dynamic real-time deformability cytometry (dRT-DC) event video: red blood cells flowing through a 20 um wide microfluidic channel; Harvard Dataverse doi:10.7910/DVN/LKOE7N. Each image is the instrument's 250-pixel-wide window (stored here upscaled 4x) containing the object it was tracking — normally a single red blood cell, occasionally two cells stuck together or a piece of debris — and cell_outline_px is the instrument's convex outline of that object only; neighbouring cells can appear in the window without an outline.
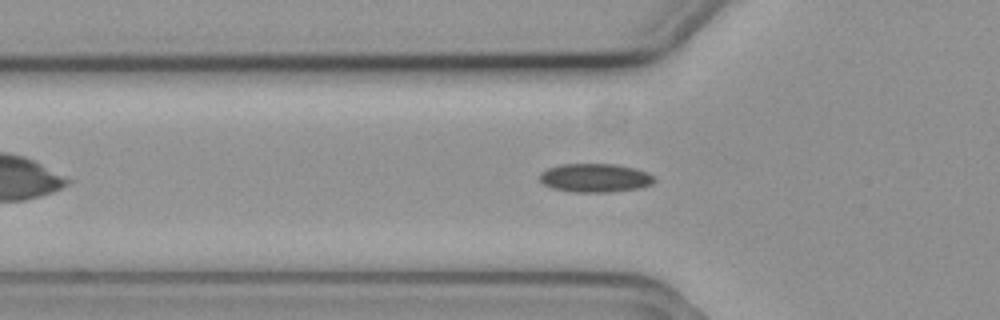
{"species": "common noctule bat (a hibernating species)", "species_latin": "Nyctalus noctula", "temperature_condition": "cold", "stored_images_in_passage": 38, "camera_frame_rate_fps": 3000, "um_per_image_px": 0.085, "animal": {"sex": "female", "body_mass_g": 19.3, "forearm_length_mm": 54.1}, "frame": {"image": 1, "passage_image": 11, "time_ms": 3.333, "image_size_px": [1000, 320], "cell_outline_px": [[656, 180], [652, 184], [640, 188], [608, 192], [576, 192], [552, 188], [544, 184], [540, 180], [540, 172], [548, 168], [560, 164], [616, 164], [636, 168], [648, 172]], "centroid_in_image_um": [50.6, 15.11], "position_along_channel_um": 75.2, "area_um2": 19.19}}
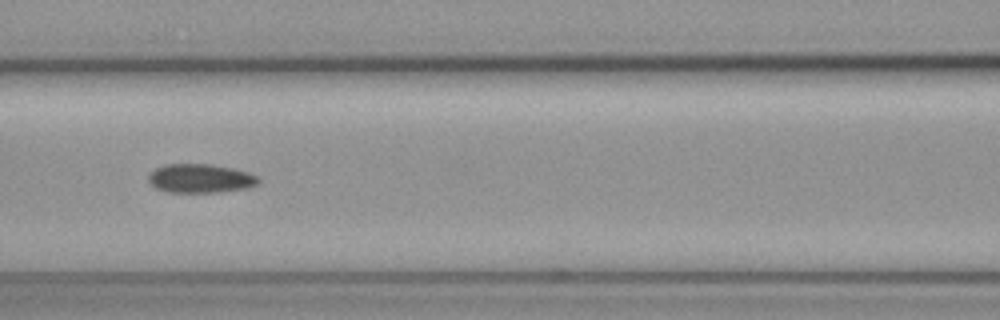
{"frame": {"image": 2, "passage_image": 17, "time_ms": 5.333, "image_size_px": [1000, 320], "cell_outline_px": [[260, 180], [256, 184], [248, 188], [216, 192], [168, 192], [156, 188], [148, 180], [148, 176], [156, 168], [164, 164], [212, 164], [232, 168], [248, 172], [256, 176]], "centroid_in_image_um": [17.03, 15.16], "position_along_channel_um": 149.6, "area_um2": 18.38}}
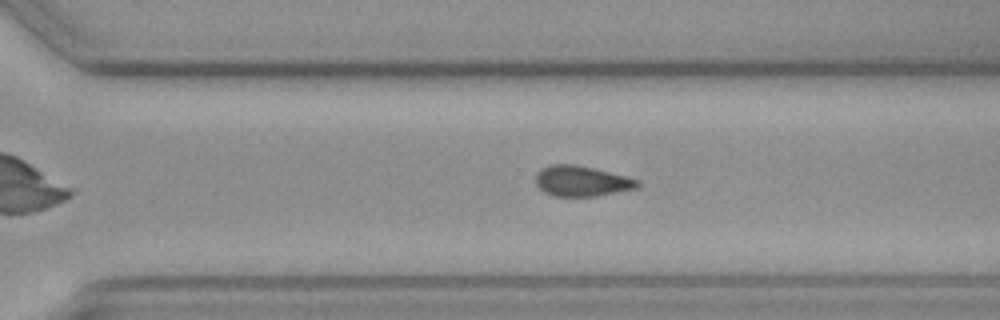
{"frame": {"image": 3, "passage_image": 31, "time_ms": 10.0, "image_size_px": [1000, 320], "cell_outline_px": [[640, 184], [636, 188], [596, 196], [552, 196], [544, 192], [536, 184], [536, 172], [540, 168], [552, 164], [572, 164], [592, 168], [628, 176], [640, 180]], "centroid_in_image_um": [49.42, 15.39], "position_along_channel_um": 321.2, "area_um2": 18.09}}